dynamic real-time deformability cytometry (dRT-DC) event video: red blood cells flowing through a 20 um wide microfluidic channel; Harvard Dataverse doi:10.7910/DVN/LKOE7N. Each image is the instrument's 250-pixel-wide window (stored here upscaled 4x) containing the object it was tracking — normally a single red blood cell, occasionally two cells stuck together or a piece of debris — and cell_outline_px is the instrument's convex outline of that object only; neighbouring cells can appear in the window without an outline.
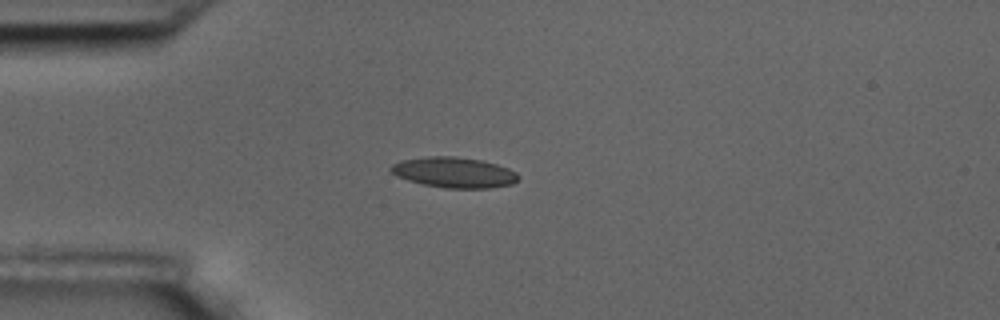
{"species": "common noctule bat (a hibernating species)", "species_latin": "Nyctalus noctula", "temperature_condition": "room temperature", "stored_images_in_passage": 7, "camera_frame_rate_fps": 3000, "um_per_image_px": 0.085, "animal": {"sex": "male", "body_mass_g": 17.5, "forearm_length_mm": 52.3}, "frame": {"image": 1, "passage_image": 3, "time_ms": 2.333, "image_size_px": [1000, 320], "cell_outline_px": [[520, 176], [512, 184], [488, 188], [444, 188], [424, 184], [408, 180], [396, 176], [388, 168], [392, 164], [400, 160], [428, 156], [456, 156], [484, 160], [508, 168], [516, 172]], "centroid_in_image_um": [38.58, 14.64], "position_along_channel_um": 46.4, "area_um2": 22.77}}
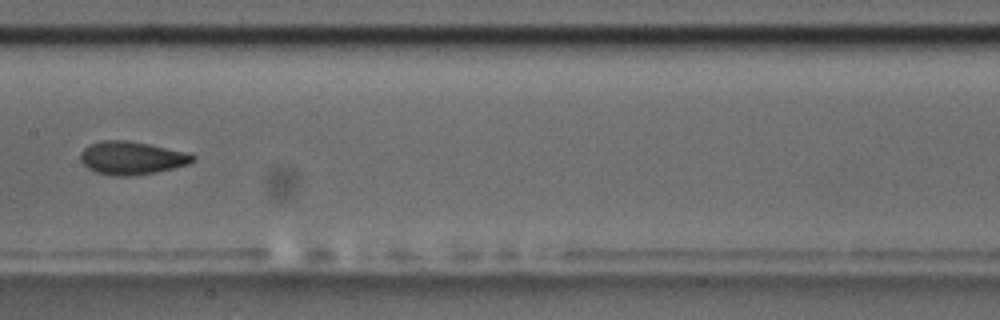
{"frame": {"image": 2, "passage_image": 7, "time_ms": 7.0, "image_size_px": [1000, 320], "cell_outline_px": [[196, 160], [188, 164], [156, 172], [128, 176], [112, 176], [96, 172], [88, 168], [80, 160], [80, 152], [88, 144], [100, 140], [128, 140], [148, 144], [184, 152], [196, 156]], "centroid_in_image_um": [11.15, 13.42], "position_along_channel_um": 196.3, "area_um2": 21.62}}